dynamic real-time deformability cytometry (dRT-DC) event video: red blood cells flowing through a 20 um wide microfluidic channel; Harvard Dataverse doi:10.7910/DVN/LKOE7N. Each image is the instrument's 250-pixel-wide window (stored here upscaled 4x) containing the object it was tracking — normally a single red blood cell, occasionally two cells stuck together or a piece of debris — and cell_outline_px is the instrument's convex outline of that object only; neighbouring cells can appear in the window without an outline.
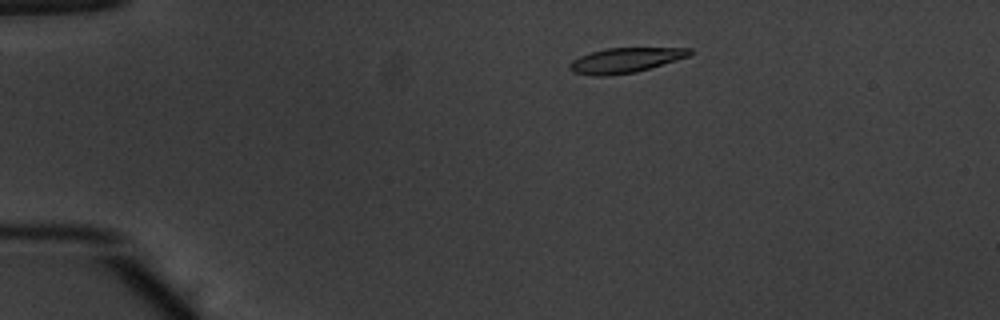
{"species": "common noctule bat (a hibernating species)", "species_latin": "Nyctalus noctula", "temperature_condition": "warm", "stored_images_in_passage": 43, "camera_frame_rate_fps": 3000, "um_per_image_px": 0.085, "animal": {"sex": "male", "body_mass_g": 20.1, "forearm_length_mm": 53.5}, "frame": {"image": 1, "passage_image": 1, "time_ms": 0.0, "image_size_px": [1000, 320], "cell_outline_px": [[692, 52], [688, 56], [676, 60], [636, 72], [608, 76], [592, 76], [572, 72], [568, 68], [568, 64], [572, 60], [580, 56], [592, 52], [608, 48], [692, 48]], "centroid_in_image_um": [53.09, 5.13], "position_along_channel_um": 31.9, "area_um2": 17.4}}
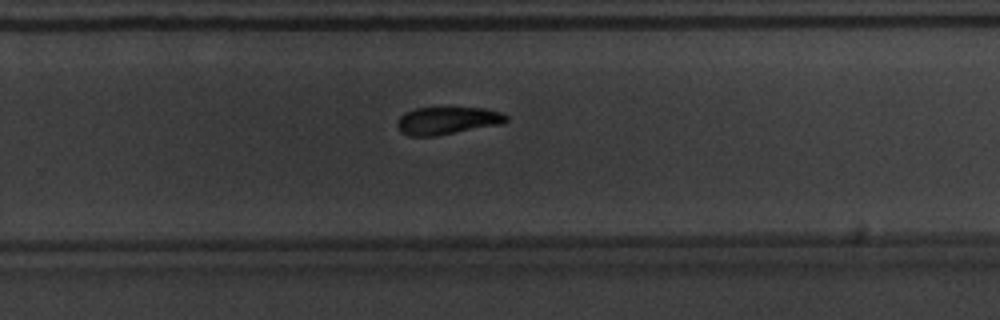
{"frame": {"image": 2, "passage_image": 26, "time_ms": 8.333, "image_size_px": [1000, 320], "cell_outline_px": [[508, 120], [500, 124], [436, 136], [408, 136], [400, 132], [396, 124], [400, 116], [404, 112], [416, 108], [444, 104], [484, 108], [500, 112], [508, 116]], "centroid_in_image_um": [37.98, 10.19], "position_along_channel_um": 291.8, "area_um2": 18.44}}
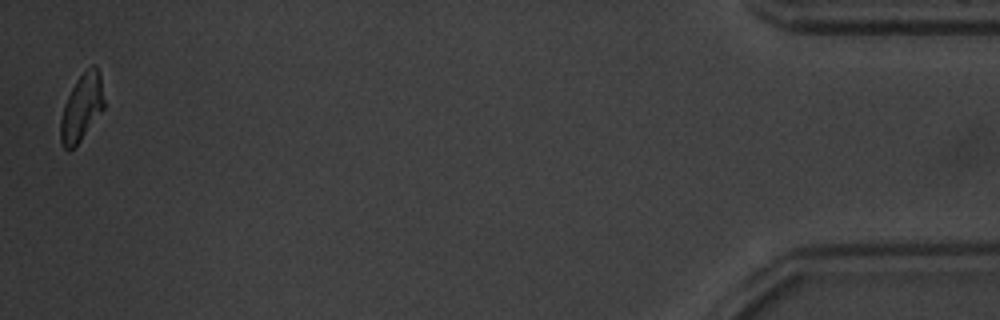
{"frame": {"image": 3, "passage_image": 43, "time_ms": 14.0, "image_size_px": [1000, 320], "cell_outline_px": [[104, 108], [80, 140], [68, 152], [64, 148], [60, 140], [60, 120], [64, 104], [76, 80], [92, 64], [96, 64], [100, 76], [104, 100]], "centroid_in_image_um": [6.93, 9.14], "position_along_channel_um": 428.3, "area_um2": 16.7}, "authors_computed_cell_mechanics": {"area_um2": 18.207, "velocity_mm_per_s": 3.8588, "shape_relaxation_time_tau1_ms": 2.7415, "shape_relaxation_time_tau2_ms": 6.3353, "deformation_change_tau1": 0.1584, "deformation_change_tau2": 0.1551}}